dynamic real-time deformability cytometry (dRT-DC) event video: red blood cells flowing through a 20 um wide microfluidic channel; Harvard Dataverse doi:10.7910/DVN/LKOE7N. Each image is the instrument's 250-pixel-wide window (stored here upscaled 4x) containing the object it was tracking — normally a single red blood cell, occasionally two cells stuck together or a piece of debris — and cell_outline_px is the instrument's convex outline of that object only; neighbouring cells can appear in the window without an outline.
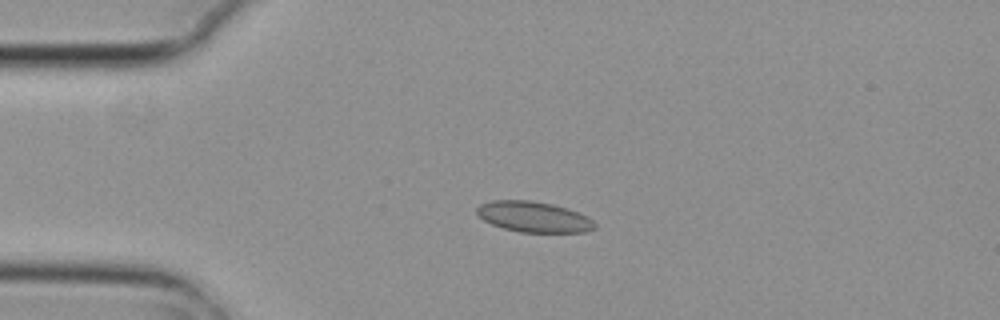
{"species": "common noctule bat (a hibernating species)", "species_latin": "Nyctalus noctula", "temperature_condition": "cold", "stored_images_in_passage": 3, "camera_frame_rate_fps": 3000, "um_per_image_px": 0.085, "animal": {"sex": "female", "body_mass_g": 29.2, "forearm_length_mm": 56.3}, "frame": {"image": 1, "passage_image": 1, "time_ms": 0.0, "image_size_px": [1000, 320], "cell_outline_px": [[596, 228], [584, 232], [520, 232], [504, 228], [492, 224], [484, 220], [476, 212], [476, 208], [480, 204], [492, 200], [532, 200], [552, 204], [588, 216], [596, 224]], "centroid_in_image_um": [45.36, 18.43], "position_along_channel_um": 39.6, "area_um2": 20.92}}
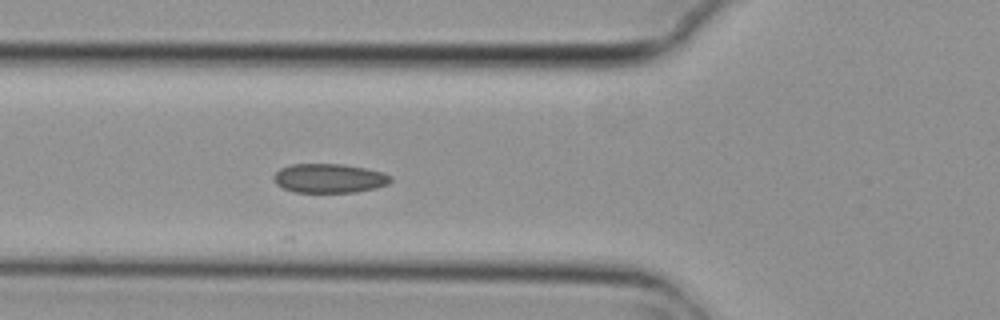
{"frame": {"image": 2, "passage_image": 3, "time_ms": 0.667, "image_size_px": [1000, 320], "cell_outline_px": [[392, 180], [388, 184], [376, 188], [356, 192], [296, 192], [284, 188], [276, 184], [272, 180], [272, 176], [280, 168], [292, 164], [344, 164], [368, 168], [384, 172], [392, 176]], "centroid_in_image_um": [28.01, 15.14], "position_along_channel_um": 97.8, "area_um2": 20.11}}